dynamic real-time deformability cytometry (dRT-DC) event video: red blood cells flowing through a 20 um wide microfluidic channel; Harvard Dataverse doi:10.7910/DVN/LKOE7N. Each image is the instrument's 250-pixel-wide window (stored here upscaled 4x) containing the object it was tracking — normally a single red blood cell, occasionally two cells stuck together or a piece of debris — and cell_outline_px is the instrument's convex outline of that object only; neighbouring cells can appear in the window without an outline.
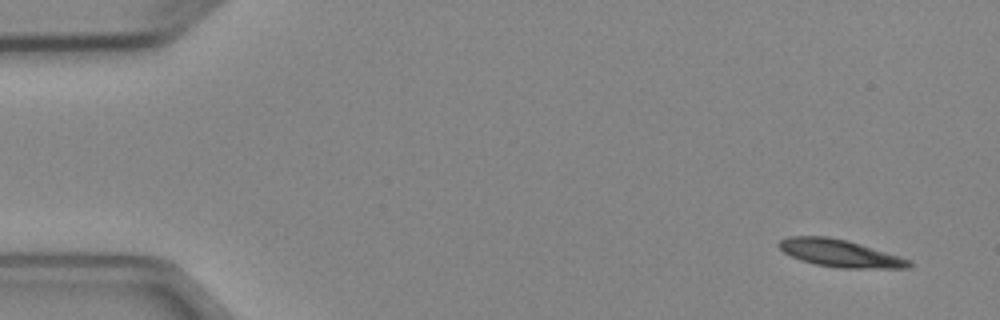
{"species": "Egyptian fruit bat (a non-hibernating species)", "species_latin": "Rousettus aegyptiacus", "temperature_condition": "cold", "stored_images_in_passage": 7, "camera_frame_rate_fps": 3000, "um_per_image_px": 0.085, "animal": {"sex": "female"}, "frame": {"image": 1, "passage_image": 1, "time_ms": 0.0, "image_size_px": [1000, 320], "cell_outline_px": [[912, 264], [908, 268], [840, 268], [816, 264], [800, 260], [784, 252], [776, 244], [780, 240], [788, 236], [828, 236], [848, 240], [900, 256], [912, 260]], "centroid_in_image_um": [71.4, 21.52], "position_along_channel_um": 13.6, "area_um2": 20.81}}
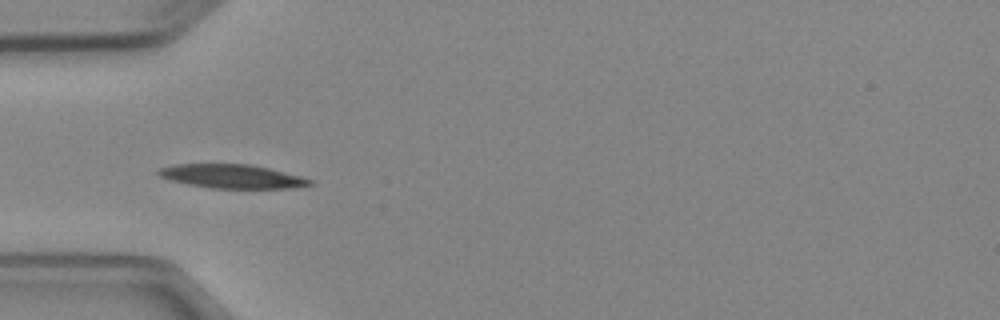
{"frame": {"image": 2, "passage_image": 4, "time_ms": 4.333, "image_size_px": [1000, 320], "cell_outline_px": [[316, 184], [292, 188], [212, 188], [188, 184], [168, 180], [160, 176], [156, 172], [160, 168], [176, 164], [248, 164], [268, 168], [300, 176], [312, 180]], "centroid_in_image_um": [19.72, 14.99], "position_along_channel_um": 65.3, "area_um2": 20.92}}